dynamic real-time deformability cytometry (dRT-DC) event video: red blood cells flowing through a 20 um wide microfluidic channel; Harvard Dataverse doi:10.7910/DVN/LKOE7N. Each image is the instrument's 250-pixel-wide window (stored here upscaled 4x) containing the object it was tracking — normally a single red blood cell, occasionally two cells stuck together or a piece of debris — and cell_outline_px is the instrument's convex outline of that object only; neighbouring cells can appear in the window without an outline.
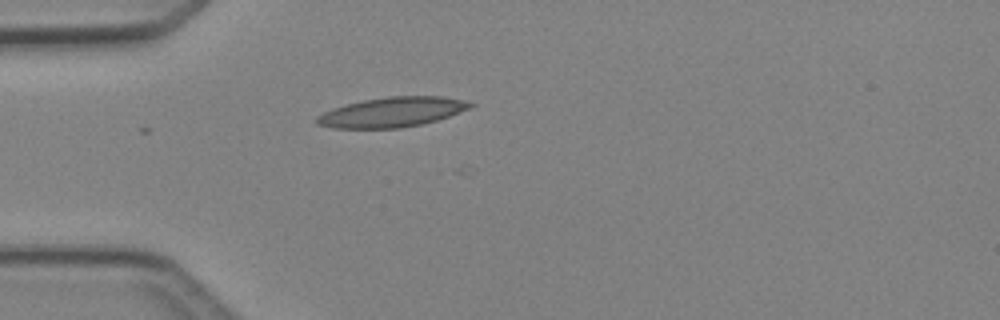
{"species": "Egyptian fruit bat (a non-hibernating species)", "species_latin": "Rousettus aegyptiacus", "temperature_condition": "cold", "stored_images_in_passage": 3, "camera_frame_rate_fps": 3000, "um_per_image_px": 0.085, "animal": {"sex": "female"}, "frame": {"image": 1, "passage_image": 1, "time_ms": 0.0, "image_size_px": [1000, 320], "cell_outline_px": [[476, 104], [472, 108], [436, 120], [420, 124], [400, 128], [332, 128], [316, 124], [312, 120], [316, 116], [332, 108], [364, 100], [388, 96], [444, 96], [464, 100]], "centroid_in_image_um": [33.31, 9.53], "position_along_channel_um": 51.7, "area_um2": 26.76}}